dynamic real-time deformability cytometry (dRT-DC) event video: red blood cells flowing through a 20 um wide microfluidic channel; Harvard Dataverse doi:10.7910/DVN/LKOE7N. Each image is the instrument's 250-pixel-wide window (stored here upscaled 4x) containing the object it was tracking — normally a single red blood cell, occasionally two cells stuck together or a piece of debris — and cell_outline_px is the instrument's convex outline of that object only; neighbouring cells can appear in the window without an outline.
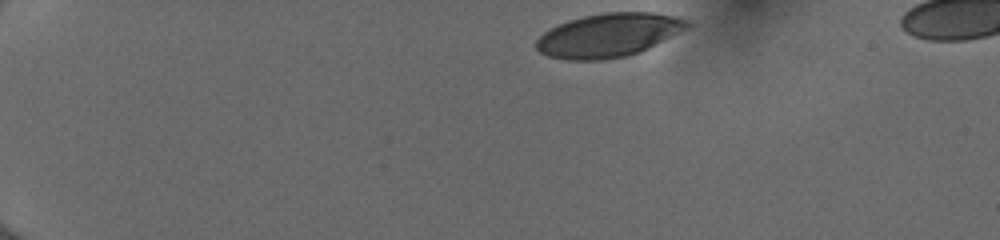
{"species": "human", "species_latin": "Homo sapiens", "temperature_condition": "cold", "stored_images_in_passage": 38, "camera_frame_rate_fps": 3000, "um_per_image_px": 0.085, "donor": {"sex": "female"}, "frame": {"image": 1, "passage_image": 1, "time_ms": 0.0, "image_size_px": [1000, 240], "cell_outline_px": [[692, 24], [688, 28], [640, 52], [624, 56], [600, 60], [568, 60], [548, 56], [540, 52], [536, 48], [536, 40], [548, 28], [568, 20], [584, 16], [604, 12], [652, 12], [672, 16], [688, 20]], "centroid_in_image_um": [51.71, 2.98], "position_along_channel_um": 33.3, "area_um2": 38.32}}
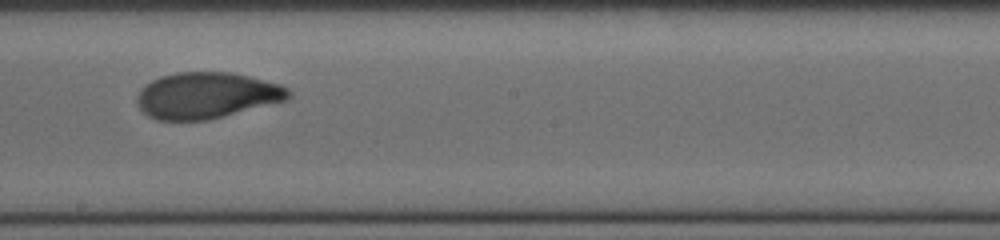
{"frame": {"image": 2, "passage_image": 23, "time_ms": 7.333, "image_size_px": [1000, 240], "cell_outline_px": [[292, 96], [288, 100], [208, 120], [156, 120], [148, 116], [136, 104], [136, 96], [140, 88], [144, 84], [160, 76], [176, 72], [232, 72], [280, 84], [288, 88], [292, 92]], "centroid_in_image_um": [17.55, 8.11], "position_along_channel_um": 230.6, "area_um2": 41.15}}
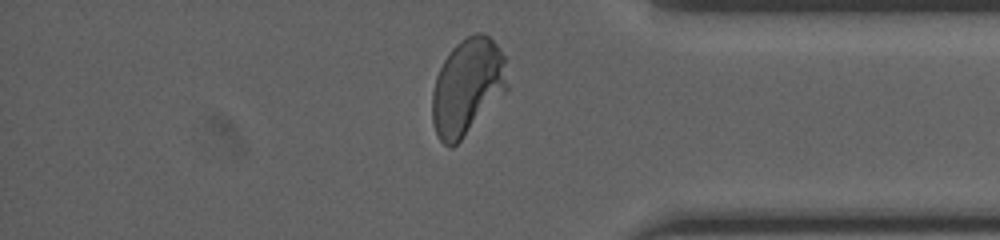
{"frame": {"image": 3, "passage_image": 36, "time_ms": 11.667, "image_size_px": [1000, 240], "cell_outline_px": [[508, 88], [460, 140], [452, 148], [448, 148], [440, 140], [436, 132], [432, 120], [432, 92], [436, 76], [444, 60], [452, 48], [460, 40], [476, 32], [484, 32], [500, 48], [504, 56], [508, 84]], "centroid_in_image_um": [39.71, 7.35], "position_along_channel_um": 395.5, "area_um2": 41.85}, "authors_computed_cell_mechanics": {"area_um2": 41.2114, "velocity_mm_per_s": 4.0153, "shape_relaxation_time_tau1_ms": 4.2442, "shape_relaxation_time_tau2_ms": 0.8345, "deformation_change_tau1": 0.2014, "deformation_change_tau2": 0.0567}}